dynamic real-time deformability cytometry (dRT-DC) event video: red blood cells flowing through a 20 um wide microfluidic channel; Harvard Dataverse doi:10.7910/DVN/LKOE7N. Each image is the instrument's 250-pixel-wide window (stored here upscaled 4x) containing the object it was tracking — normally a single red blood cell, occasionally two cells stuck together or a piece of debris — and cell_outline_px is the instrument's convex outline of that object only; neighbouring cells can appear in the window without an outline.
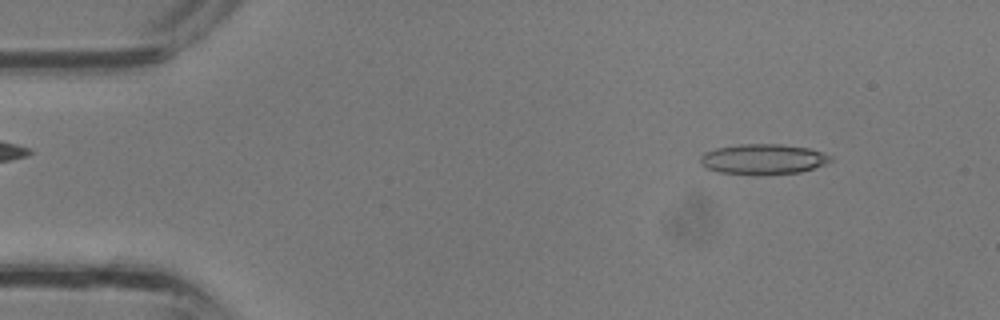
{"species": "common noctule bat (a hibernating species)", "species_latin": "Nyctalus noctula", "temperature_condition": "room temperature", "stored_images_in_passage": 31, "camera_frame_rate_fps": 3000, "um_per_image_px": 0.085, "animal": {"sex": "male", "body_mass_g": 13.3}, "frame": {"image": 1, "passage_image": 2, "time_ms": 0.333, "image_size_px": [1000, 320], "cell_outline_px": [[832, 160], [824, 164], [800, 172], [760, 176], [752, 176], [716, 172], [704, 168], [700, 164], [700, 156], [704, 152], [716, 148], [740, 144], [780, 144], [808, 148], [832, 156]], "centroid_in_image_um": [64.79, 13.56], "position_along_channel_um": 20.2, "area_um2": 23.47}}
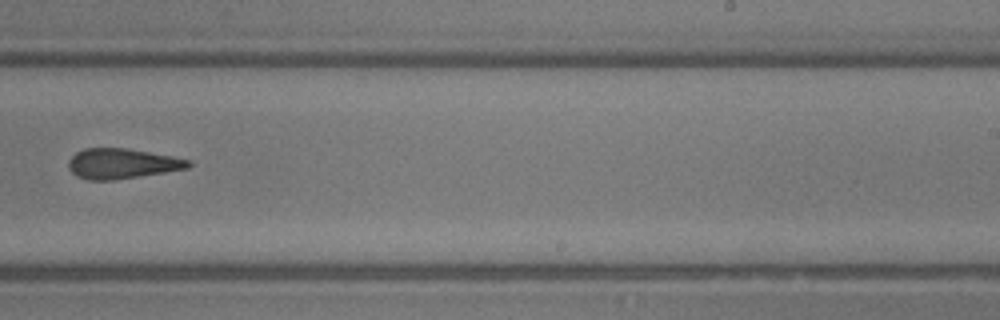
{"frame": {"image": 2, "passage_image": 19, "time_ms": 6.0, "image_size_px": [1000, 320], "cell_outline_px": [[192, 164], [188, 168], [140, 176], [112, 180], [88, 180], [76, 176], [68, 168], [68, 160], [76, 152], [84, 148], [124, 148], [172, 156], [192, 160]], "centroid_in_image_um": [10.35, 13.91], "position_along_channel_um": 278.7, "area_um2": 21.04}}
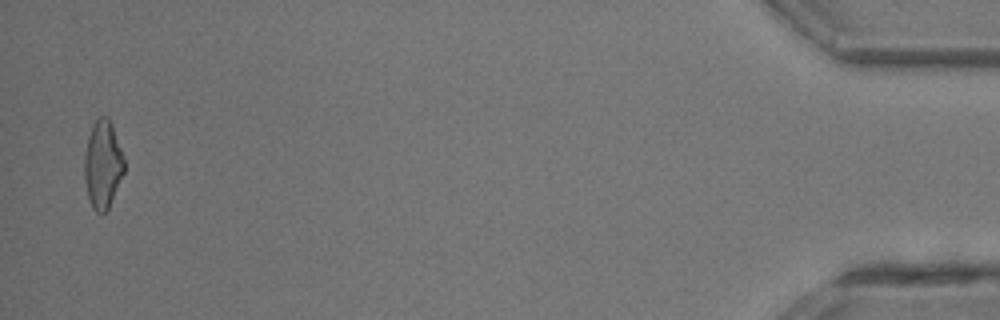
{"frame": {"image": 3, "passage_image": 31, "time_ms": 10.0, "image_size_px": [1000, 320], "cell_outline_px": [[124, 172], [108, 208], [100, 216], [92, 208], [88, 200], [84, 180], [84, 156], [88, 136], [96, 120], [100, 116], [108, 116], [112, 124], [124, 160]], "centroid_in_image_um": [8.71, 14.02], "position_along_channel_um": 426.5, "area_um2": 20.35}}